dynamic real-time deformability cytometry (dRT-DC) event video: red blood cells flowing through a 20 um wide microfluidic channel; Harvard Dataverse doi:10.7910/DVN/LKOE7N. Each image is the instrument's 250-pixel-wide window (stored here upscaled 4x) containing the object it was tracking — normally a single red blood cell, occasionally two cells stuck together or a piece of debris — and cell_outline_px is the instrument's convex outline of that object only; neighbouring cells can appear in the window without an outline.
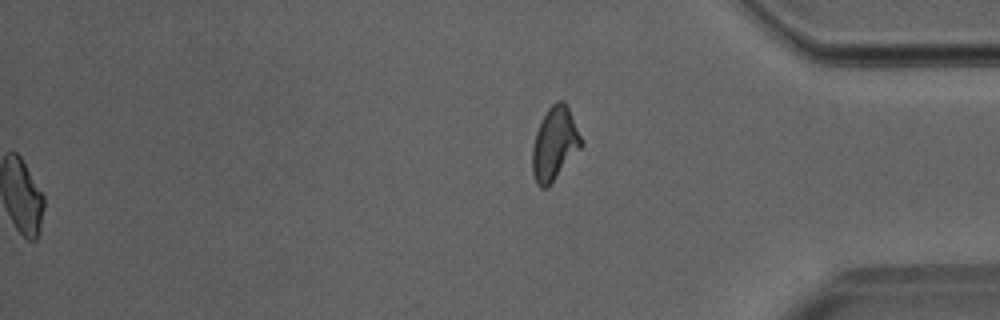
{"species": "Egyptian fruit bat (a non-hibernating species)", "species_latin": "Rousettus aegyptiacus", "temperature_condition": "room temperature", "stored_images_in_passage": 49, "segment_of_instrument_passage": [2, 2], "camera_frame_rate_fps": 3000, "um_per_image_px": 0.085, "animal": {"sex": "male"}, "frame": {"image": 1, "passage_image": 49, "time_ms": 16.0, "image_size_px": [1000, 320], "cell_outline_px": [[584, 144], [548, 188], [540, 188], [536, 184], [532, 172], [532, 148], [536, 132], [548, 108], [556, 100], [564, 100], [584, 140]], "centroid_in_image_um": [47.15, 12.24], "position_along_channel_um": 388.0, "area_um2": 20.98}}